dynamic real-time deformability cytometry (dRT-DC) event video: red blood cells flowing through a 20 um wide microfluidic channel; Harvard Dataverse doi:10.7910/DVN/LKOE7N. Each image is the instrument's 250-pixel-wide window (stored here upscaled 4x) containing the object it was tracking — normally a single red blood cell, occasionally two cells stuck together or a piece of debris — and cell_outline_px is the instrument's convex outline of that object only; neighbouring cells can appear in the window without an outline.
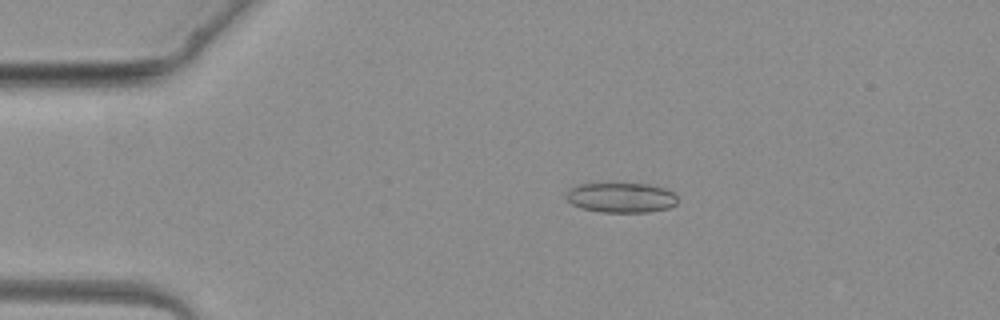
{"species": "common noctule bat (a hibernating species)", "species_latin": "Nyctalus noctula", "temperature_condition": "warm", "stored_images_in_passage": 3, "camera_frame_rate_fps": 3000, "um_per_image_px": 0.085, "animal": {"sex": "female", "body_mass_g": 19.3, "forearm_length_mm": 54.1}, "frame": {"image": 1, "passage_image": 2, "time_ms": 1.333, "image_size_px": [1000, 320], "cell_outline_px": [[676, 204], [668, 208], [648, 212], [600, 212], [580, 208], [572, 204], [564, 196], [568, 188], [580, 184], [612, 180], [648, 184], [664, 188], [672, 192], [676, 196]], "centroid_in_image_um": [52.72, 16.74], "position_along_channel_um": 32.3, "area_um2": 20.4}}